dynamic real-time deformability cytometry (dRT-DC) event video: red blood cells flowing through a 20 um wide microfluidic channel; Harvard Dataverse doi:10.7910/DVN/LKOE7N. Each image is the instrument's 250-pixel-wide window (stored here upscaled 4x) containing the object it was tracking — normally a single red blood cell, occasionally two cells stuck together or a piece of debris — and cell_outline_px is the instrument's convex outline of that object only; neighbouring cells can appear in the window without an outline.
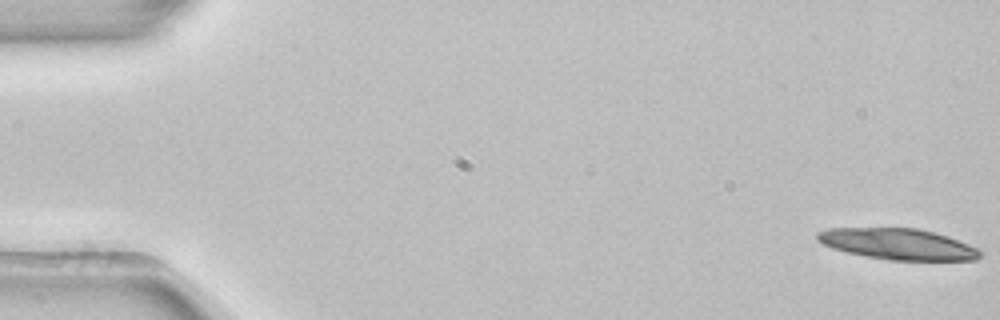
{"species": "common noctule bat (a hibernating species)", "species_latin": "Nyctalus noctula", "temperature_condition": "room temperature", "stored_images_in_passage": 53, "camera_frame_rate_fps": 3000, "um_per_image_px": 0.085, "animal": {"sex": "female", "body_mass_g": 22.7, "forearm_length_mm": 54.2}, "frame": {"image": 1, "passage_image": 1, "time_ms": 0.0, "image_size_px": [1000, 320], "cell_outline_px": [[984, 252], [976, 260], [888, 260], [864, 256], [832, 248], [816, 240], [816, 232], [828, 228], [916, 228], [936, 232], [968, 244]], "centroid_in_image_um": [76.31, 20.74], "position_along_channel_um": 8.7, "area_um2": 29.48}}
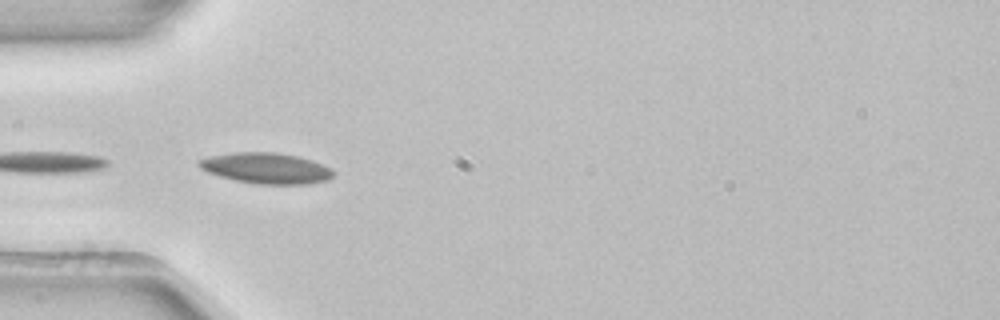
{"frame": {"image": 2, "passage_image": 17, "time_ms": 5.333, "image_size_px": [1000, 320], "cell_outline_px": [[336, 172], [328, 180], [308, 184], [256, 184], [236, 180], [220, 176], [208, 172], [200, 168], [196, 164], [196, 160], [208, 156], [232, 152], [276, 152], [300, 156], [324, 164], [332, 168]], "centroid_in_image_um": [22.64, 14.28], "position_along_channel_um": 62.4, "area_um2": 24.51}, "authors_computed_cell_mechanics": {"area_um2": 15.4904, "velocity_mm_per_s": 3.8923, "shape_relaxation_time_tau1_ms": 2.1017, "shape_relaxation_time_tau2_ms": null, "deformation_change_tau1": 0.0766, "deformation_change_tau2": null}}